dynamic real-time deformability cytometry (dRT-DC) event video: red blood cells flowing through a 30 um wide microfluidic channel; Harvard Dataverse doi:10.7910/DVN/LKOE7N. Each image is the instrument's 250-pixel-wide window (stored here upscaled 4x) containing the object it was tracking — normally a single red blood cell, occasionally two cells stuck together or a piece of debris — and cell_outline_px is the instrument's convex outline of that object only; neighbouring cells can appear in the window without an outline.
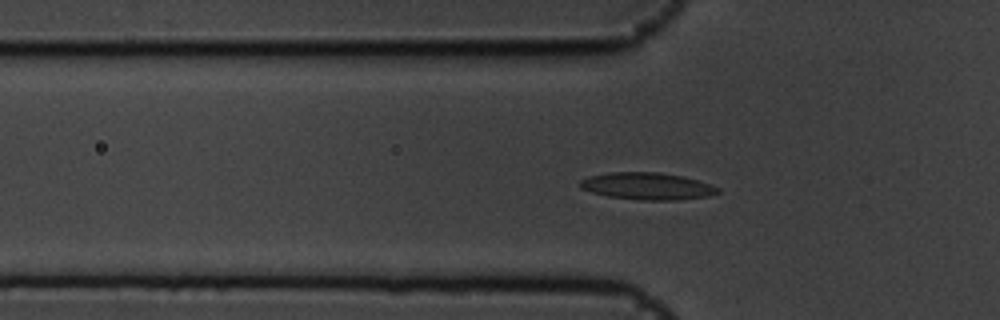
{"species": "common noctule bat (a hibernating species)", "species_latin": "Nyctalus noctula", "temperature_condition": "cold", "stored_images_in_passage": 57, "camera_frame_rate_fps": 3000, "um_per_image_px": 0.085, "animal": {"sex": "male", "body_mass_g": 19.5, "forearm_length_mm": 54.6}, "frame": {"image": 1, "passage_image": 18, "time_ms": 5.667, "image_size_px": [1000, 320], "cell_outline_px": [[720, 192], [708, 196], [680, 200], [640, 200], [608, 196], [592, 192], [580, 188], [580, 180], [588, 176], [612, 172], [660, 172], [684, 176], [720, 188]], "centroid_in_image_um": [55.02, 15.82], "position_along_channel_um": 70.8, "area_um2": 21.73}}
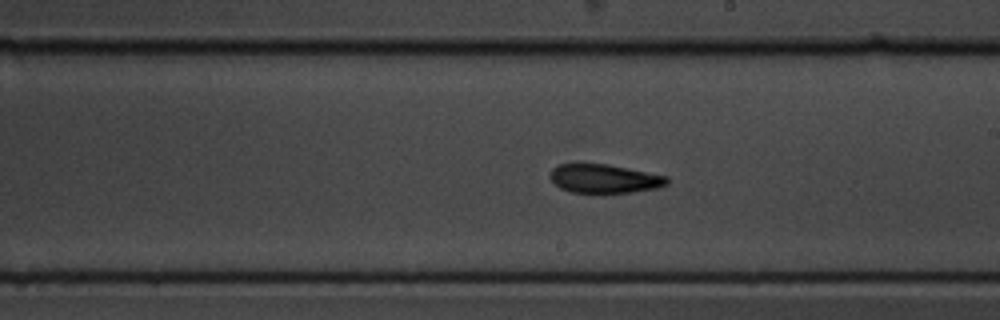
{"frame": {"image": 2, "passage_image": 32, "time_ms": 10.333, "image_size_px": [1000, 320], "cell_outline_px": [[668, 184], [660, 188], [632, 192], [600, 196], [572, 192], [560, 188], [548, 176], [552, 168], [556, 164], [608, 164], [668, 176]], "centroid_in_image_um": [51.37, 15.23], "position_along_channel_um": 237.6, "area_um2": 20.46}}
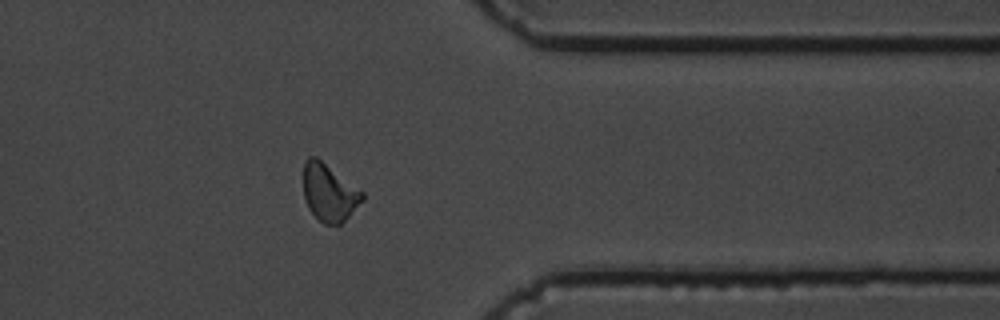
{"frame": {"image": 3, "passage_image": 45, "time_ms": 14.667, "image_size_px": [1000, 320], "cell_outline_px": [[364, 200], [340, 224], [324, 224], [308, 208], [304, 196], [304, 160], [308, 156], [316, 156], [364, 192]], "centroid_in_image_um": [27.98, 16.34], "position_along_channel_um": 383.4, "area_um2": 19.54}, "authors_computed_cell_mechanics": {"area_um2": 19.7676, "velocity_mm_per_s": 3.5849, "shape_relaxation_time_tau1_ms": 4.3282, "shape_relaxation_time_tau2_ms": 3.2302, "deformation_change_tau1": 0.1287, "deformation_change_tau2": 0.1016}}